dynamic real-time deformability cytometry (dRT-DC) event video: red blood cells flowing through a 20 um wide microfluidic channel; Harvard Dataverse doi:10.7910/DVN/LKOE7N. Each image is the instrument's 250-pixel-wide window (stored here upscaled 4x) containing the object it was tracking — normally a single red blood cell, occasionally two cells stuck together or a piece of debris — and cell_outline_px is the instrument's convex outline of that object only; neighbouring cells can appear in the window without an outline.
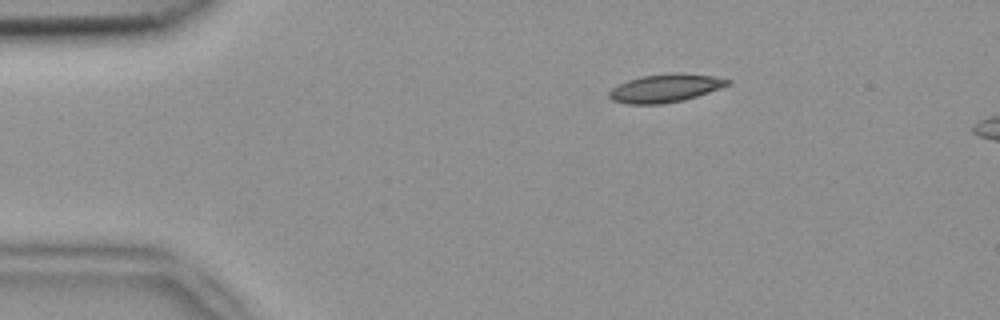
{"species": "common noctule bat (a hibernating species)", "species_latin": "Nyctalus noctula", "temperature_condition": "room temperature", "stored_images_in_passage": 3, "camera_frame_rate_fps": 3000, "um_per_image_px": 0.085, "animal": {"sex": "female", "body_mass_g": 18.4}, "frame": {"image": 1, "passage_image": 1, "time_ms": 0.0, "image_size_px": [1000, 320], "cell_outline_px": [[732, 80], [728, 84], [708, 92], [684, 100], [660, 104], [628, 104], [612, 100], [608, 96], [608, 92], [616, 84], [640, 76], [712, 76]], "centroid_in_image_um": [56.43, 7.55], "position_along_channel_um": 28.6, "area_um2": 18.32}}